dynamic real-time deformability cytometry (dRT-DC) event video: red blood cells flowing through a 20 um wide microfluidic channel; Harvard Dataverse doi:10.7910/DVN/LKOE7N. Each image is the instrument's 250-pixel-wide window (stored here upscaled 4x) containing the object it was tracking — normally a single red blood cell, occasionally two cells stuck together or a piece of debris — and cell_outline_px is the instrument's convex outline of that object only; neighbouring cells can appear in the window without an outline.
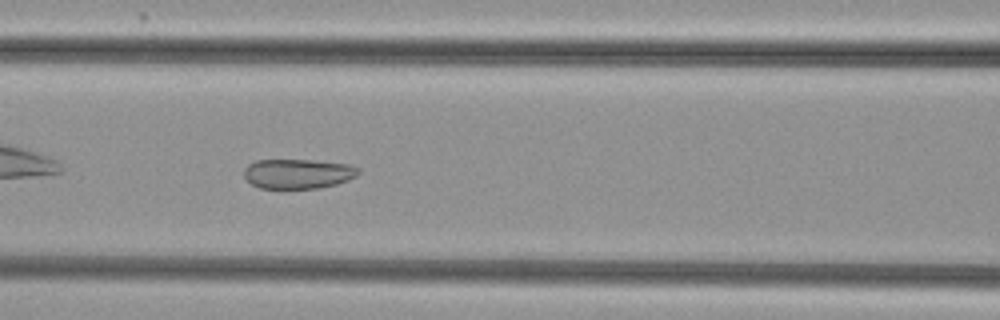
{"species": "common noctule bat (a hibernating species)", "species_latin": "Nyctalus noctula", "temperature_condition": "cold", "stored_images_in_passage": 39, "camera_frame_rate_fps": 3000, "um_per_image_px": 0.085, "animal": {"sex": "female", "body_mass_g": 29.2, "forearm_length_mm": 56.3}, "frame": {"image": 1, "passage_image": 9, "time_ms": 2.667, "image_size_px": [1000, 320], "cell_outline_px": [[360, 172], [356, 176], [348, 180], [336, 184], [320, 188], [260, 188], [252, 184], [244, 176], [244, 168], [248, 164], [256, 160], [312, 160], [348, 164], [360, 168]], "centroid_in_image_um": [25.33, 14.76], "position_along_channel_um": 141.3, "area_um2": 19.83}}
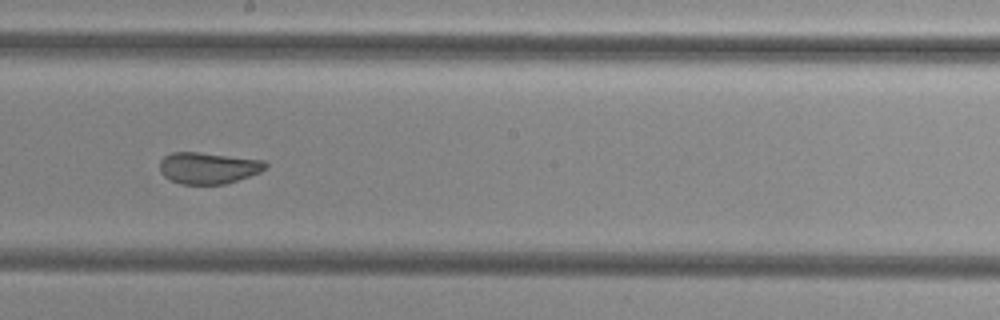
{"frame": {"image": 2, "passage_image": 16, "time_ms": 5.0, "image_size_px": [1000, 320], "cell_outline_px": [[268, 164], [260, 172], [224, 184], [180, 184], [164, 176], [160, 172], [160, 160], [164, 156], [172, 152], [200, 152], [264, 160]], "centroid_in_image_um": [17.67, 14.26], "position_along_channel_um": 230.5, "area_um2": 19.31}}
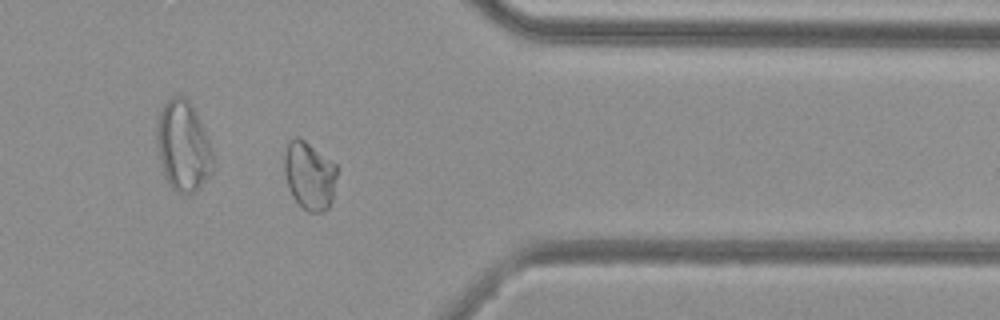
{"frame": {"image": 3, "passage_image": 29, "time_ms": 9.333, "image_size_px": [1000, 320], "cell_outline_px": [[340, 168], [332, 200], [328, 208], [320, 212], [308, 212], [292, 196], [288, 188], [284, 172], [284, 152], [292, 136], [300, 136], [336, 164]], "centroid_in_image_um": [26.32, 14.89], "position_along_channel_um": 385.1, "area_um2": 21.39}, "authors_computed_cell_mechanics": {"area_um2": 21.2126, "velocity_mm_per_s": 3.8309, "shape_relaxation_time_tau1_ms": null, "shape_relaxation_time_tau2_ms": 0.8593, "deformation_change_tau1": null, "deformation_change_tau2": 0.0694}}